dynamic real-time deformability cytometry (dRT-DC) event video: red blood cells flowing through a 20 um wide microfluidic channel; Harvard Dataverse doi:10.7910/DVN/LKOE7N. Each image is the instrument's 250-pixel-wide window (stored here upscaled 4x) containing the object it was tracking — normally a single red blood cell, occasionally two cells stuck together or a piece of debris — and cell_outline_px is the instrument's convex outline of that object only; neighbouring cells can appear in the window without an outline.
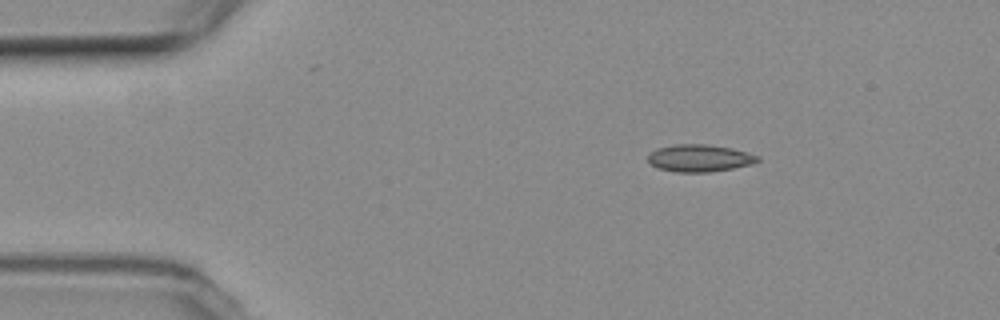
{"species": "common noctule bat (a hibernating species)", "species_latin": "Nyctalus noctula", "temperature_condition": "room temperature", "stored_images_in_passage": 5, "camera_frame_rate_fps": 3000, "um_per_image_px": 0.085, "animal": {"sex": "female", "body_mass_g": 19.3, "forearm_length_mm": 54.1}, "frame": {"image": 1, "passage_image": 2, "time_ms": 1.333, "image_size_px": [1000, 320], "cell_outline_px": [[760, 160], [752, 164], [712, 172], [676, 172], [656, 168], [648, 160], [648, 156], [656, 148], [672, 144], [708, 144], [732, 148], [760, 156]], "centroid_in_image_um": [59.46, 13.44], "position_along_channel_um": 25.5, "area_um2": 17.51}}
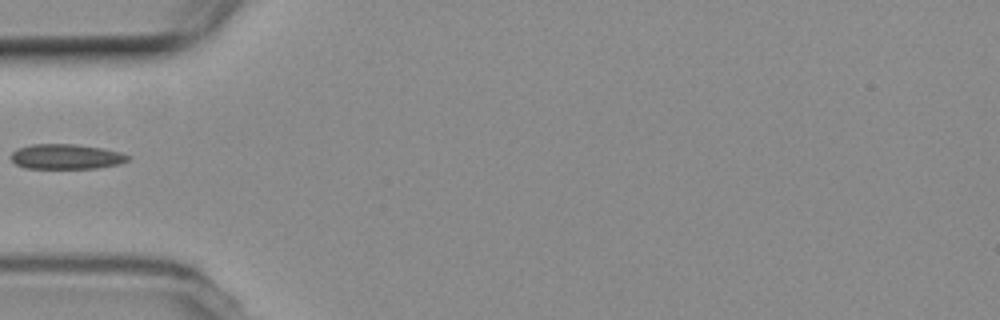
{"frame": {"image": 2, "passage_image": 5, "time_ms": 4.667, "image_size_px": [1000, 320], "cell_outline_px": [[132, 156], [128, 160], [120, 164], [96, 168], [24, 168], [16, 164], [12, 160], [12, 152], [16, 148], [32, 144], [76, 144], [104, 148], [120, 152]], "centroid_in_image_um": [5.65, 13.3], "position_along_channel_um": 79.4, "area_um2": 17.17}}